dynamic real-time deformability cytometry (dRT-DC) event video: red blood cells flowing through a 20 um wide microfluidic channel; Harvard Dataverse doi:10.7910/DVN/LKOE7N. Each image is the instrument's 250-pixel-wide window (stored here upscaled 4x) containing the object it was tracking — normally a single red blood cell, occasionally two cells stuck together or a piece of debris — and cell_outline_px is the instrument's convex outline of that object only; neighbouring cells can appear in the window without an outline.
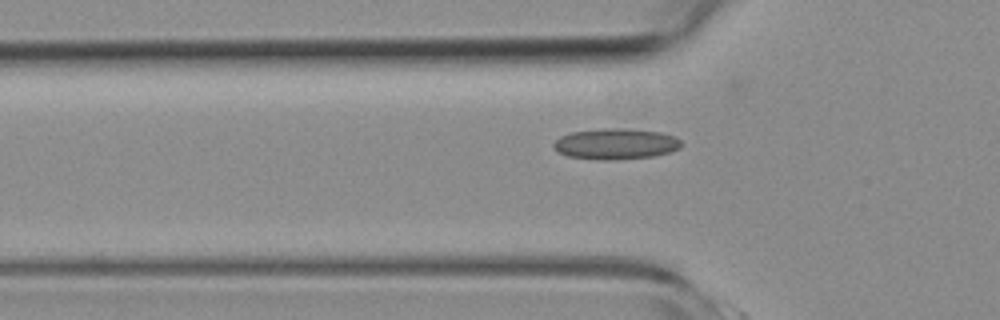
{"species": "common noctule bat (a hibernating species)", "species_latin": "Nyctalus noctula", "temperature_condition": "room temperature", "stored_images_in_passage": 5, "camera_frame_rate_fps": 3000, "um_per_image_px": 0.085, "animal": {"sex": "female", "body_mass_g": 19.3, "forearm_length_mm": 54.1}, "frame": {"image": 1, "passage_image": 4, "time_ms": 1.0, "image_size_px": [1000, 320], "cell_outline_px": [[684, 144], [680, 148], [668, 152], [652, 156], [608, 160], [604, 160], [568, 156], [556, 152], [552, 144], [560, 136], [572, 132], [604, 128], [624, 128], [660, 132], [672, 136], [680, 140]], "centroid_in_image_um": [52.31, 12.22], "position_along_channel_um": 73.5, "area_um2": 22.83}}